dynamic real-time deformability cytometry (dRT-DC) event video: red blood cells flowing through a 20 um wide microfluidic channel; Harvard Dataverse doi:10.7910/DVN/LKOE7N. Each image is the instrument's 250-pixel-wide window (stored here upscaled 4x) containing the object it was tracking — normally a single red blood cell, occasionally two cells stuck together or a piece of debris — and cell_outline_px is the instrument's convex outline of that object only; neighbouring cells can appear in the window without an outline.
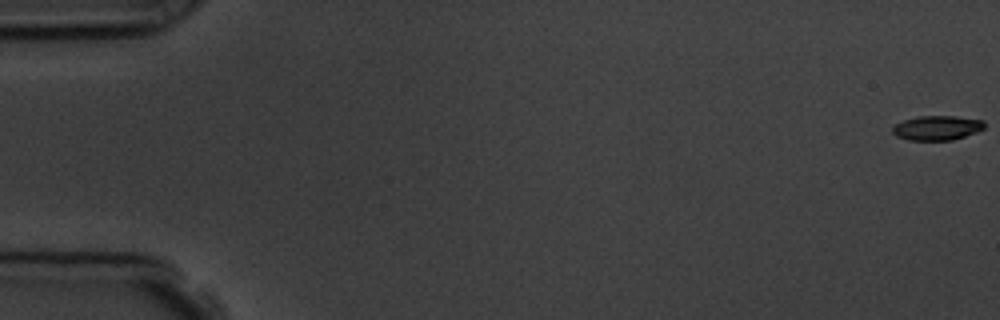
{"species": "common noctule bat (a hibernating species)", "species_latin": "Nyctalus noctula", "temperature_condition": "room temperature", "stored_images_in_passage": 5, "camera_frame_rate_fps": 3000, "um_per_image_px": 0.085, "animal": {"sex": "male", "body_mass_g": 19.5, "forearm_length_mm": 54.6}, "frame": {"image": 1, "passage_image": 1, "time_ms": 0.0, "image_size_px": [1000, 320], "cell_outline_px": [[984, 128], [976, 132], [952, 140], [908, 140], [896, 136], [892, 132], [892, 128], [896, 124], [904, 120], [920, 116], [956, 116], [984, 120]], "centroid_in_image_um": [79.64, 10.87], "position_along_channel_um": 5.4, "area_um2": 13.06}}
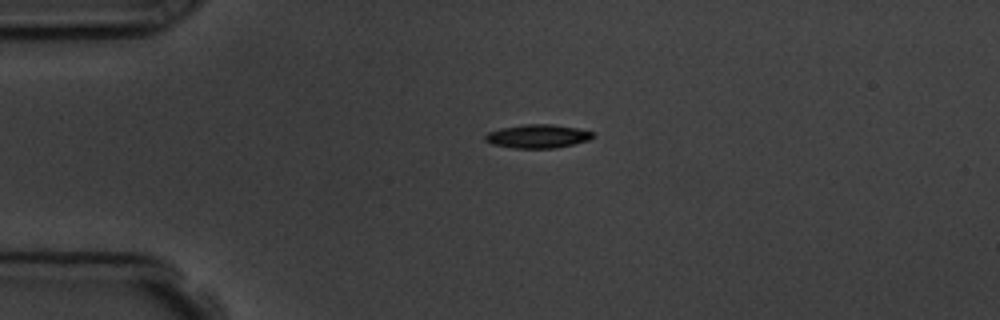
{"frame": {"image": 2, "passage_image": 4, "time_ms": 4.333, "image_size_px": [1000, 320], "cell_outline_px": [[596, 136], [588, 140], [556, 148], [512, 148], [492, 144], [484, 140], [484, 136], [488, 132], [500, 128], [524, 124], [552, 124], [576, 128], [592, 132]], "centroid_in_image_um": [45.67, 11.58], "position_along_channel_um": 39.3, "area_um2": 14.8}}